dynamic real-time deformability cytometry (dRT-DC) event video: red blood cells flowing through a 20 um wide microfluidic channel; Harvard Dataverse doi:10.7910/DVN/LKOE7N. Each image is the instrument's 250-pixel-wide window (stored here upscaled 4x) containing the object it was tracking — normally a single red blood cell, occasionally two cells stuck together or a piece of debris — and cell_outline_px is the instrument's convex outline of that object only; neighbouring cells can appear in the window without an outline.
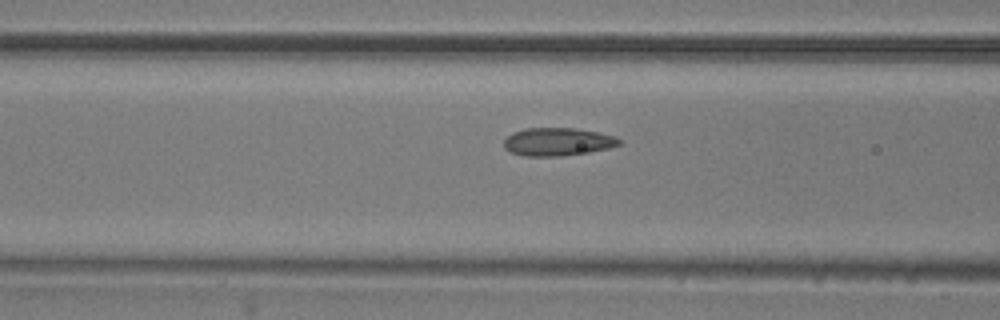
{"species": "common noctule bat (a hibernating species)", "species_latin": "Nyctalus noctula", "temperature_condition": "room temperature", "stored_images_in_passage": 14, "camera_frame_rate_fps": 3000, "um_per_image_px": 0.085, "animal": {"sex": "male", "body_mass_g": 20.5, "forearm_length_mm": 52.5}, "frame": {"image": 1, "passage_image": 12, "time_ms": 3.667, "image_size_px": [1000, 320], "cell_outline_px": [[624, 144], [608, 148], [588, 152], [560, 156], [524, 156], [508, 152], [504, 148], [504, 140], [512, 132], [524, 128], [576, 128], [600, 132], [616, 136], [624, 140]], "centroid_in_image_um": [47.43, 12.04], "position_along_channel_um": 119.2, "area_um2": 19.19}}